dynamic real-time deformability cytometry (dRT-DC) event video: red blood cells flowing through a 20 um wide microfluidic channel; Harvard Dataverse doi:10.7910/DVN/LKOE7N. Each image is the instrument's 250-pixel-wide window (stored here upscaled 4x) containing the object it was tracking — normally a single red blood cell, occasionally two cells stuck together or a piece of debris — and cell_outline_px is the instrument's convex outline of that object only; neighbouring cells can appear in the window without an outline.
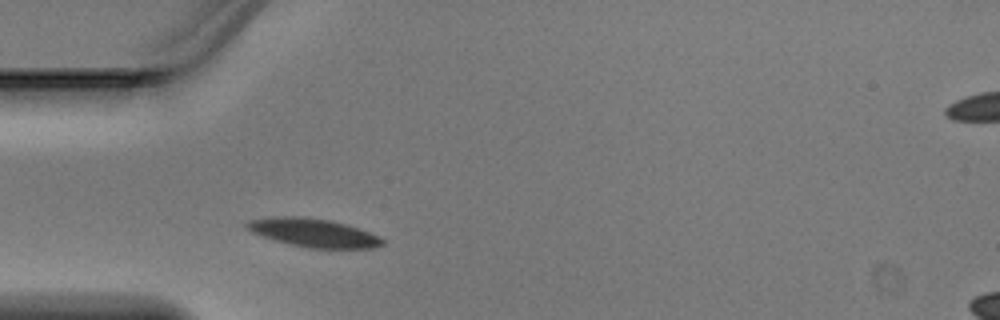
{"species": "Egyptian fruit bat (a non-hibernating species)", "species_latin": "Rousettus aegyptiacus", "temperature_condition": "warm", "stored_images_in_passage": 6, "segment_of_instrument_passage": [1, 2], "camera_frame_rate_fps": 3000, "um_per_image_px": 0.085, "animal": {"sex": "male"}, "frame": {"image": 1, "passage_image": 5, "time_ms": 1.333, "image_size_px": [1000, 320], "cell_outline_px": [[384, 244], [376, 248], [308, 248], [276, 240], [252, 232], [244, 228], [244, 224], [248, 220], [272, 216], [300, 216], [328, 220], [344, 224], [380, 236], [384, 240]], "centroid_in_image_um": [26.61, 19.78], "position_along_channel_um": 58.4, "area_um2": 22.31}}